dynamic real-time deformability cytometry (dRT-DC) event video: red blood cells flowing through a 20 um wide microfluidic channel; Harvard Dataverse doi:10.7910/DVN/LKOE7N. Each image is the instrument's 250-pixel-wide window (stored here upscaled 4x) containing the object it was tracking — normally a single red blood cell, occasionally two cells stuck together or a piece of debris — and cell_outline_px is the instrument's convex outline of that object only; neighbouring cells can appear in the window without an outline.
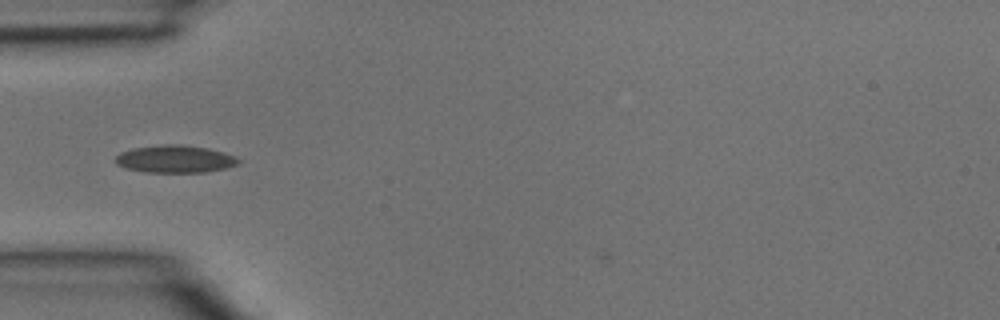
{"species": "common noctule bat (a hibernating species)", "species_latin": "Nyctalus noctula", "temperature_condition": "room temperature", "stored_images_in_passage": 1, "camera_frame_rate_fps": 3000, "um_per_image_px": 0.085, "animal": {"sex": "male", "body_mass_g": 15.6}, "frame": {"image": 1, "passage_image": 1, "time_ms": 0.0, "image_size_px": [1000, 320], "cell_outline_px": [[240, 164], [228, 168], [204, 172], [144, 172], [128, 168], [116, 164], [116, 156], [120, 152], [132, 148], [160, 144], [180, 144], [208, 148], [236, 156], [240, 160]], "centroid_in_image_um": [14.91, 13.51], "position_along_channel_um": 70.1, "area_um2": 19.83}}